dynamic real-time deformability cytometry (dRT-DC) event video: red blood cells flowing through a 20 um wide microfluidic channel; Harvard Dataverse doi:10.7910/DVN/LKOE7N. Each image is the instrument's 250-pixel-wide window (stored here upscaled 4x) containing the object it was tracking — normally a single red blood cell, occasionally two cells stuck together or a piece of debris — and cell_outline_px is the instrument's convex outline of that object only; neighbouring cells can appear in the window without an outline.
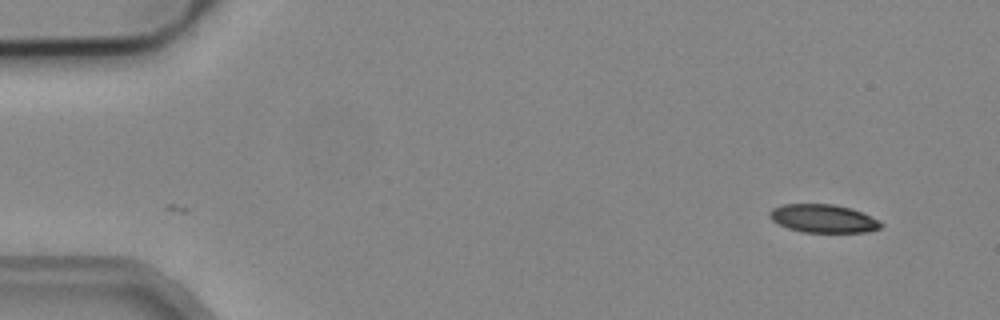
{"species": "common noctule bat (a hibernating species)", "species_latin": "Nyctalus noctula", "temperature_condition": "cold", "stored_images_in_passage": 3, "camera_frame_rate_fps": 3000, "um_per_image_px": 0.085, "animal": {"sex": "male", "body_mass_g": 19.2, "forearm_length_mm": 51.8}, "frame": {"image": 1, "passage_image": 1, "time_ms": 0.0, "image_size_px": [1000, 320], "cell_outline_px": [[884, 224], [880, 228], [868, 232], [804, 232], [788, 228], [772, 220], [768, 216], [768, 212], [772, 208], [784, 204], [832, 204], [848, 208], [860, 212], [880, 220]], "centroid_in_image_um": [69.97, 18.58], "position_along_channel_um": 15.0, "area_um2": 18.21}}